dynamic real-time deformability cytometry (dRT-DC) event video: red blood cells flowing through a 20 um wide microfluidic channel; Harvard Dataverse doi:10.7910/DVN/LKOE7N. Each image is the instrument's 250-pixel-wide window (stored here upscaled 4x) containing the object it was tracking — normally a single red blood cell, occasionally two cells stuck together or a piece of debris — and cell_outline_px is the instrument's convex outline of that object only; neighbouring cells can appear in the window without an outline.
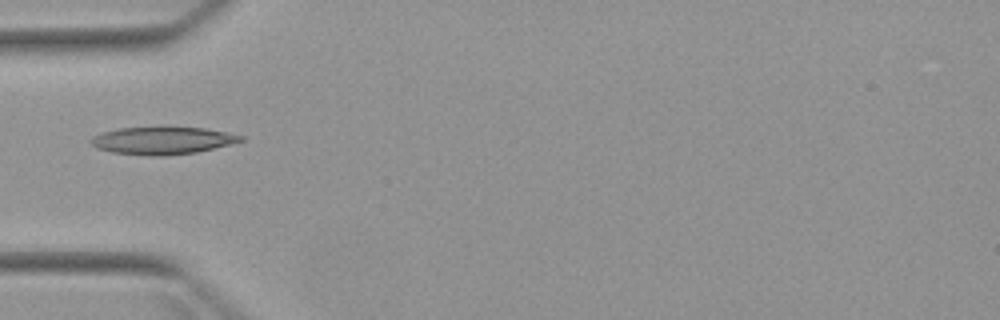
{"species": "Egyptian fruit bat (a non-hibernating species)", "species_latin": "Rousettus aegyptiacus", "temperature_condition": "warm", "stored_images_in_passage": 2, "camera_frame_rate_fps": 3000, "um_per_image_px": 0.085, "animal": {"sex": "female"}, "frame": {"image": 1, "passage_image": 1, "time_ms": 0.0, "image_size_px": [1000, 320], "cell_outline_px": [[244, 140], [196, 152], [164, 156], [148, 156], [112, 152], [96, 148], [88, 140], [92, 136], [104, 132], [120, 128], [204, 128], [244, 136]], "centroid_in_image_um": [13.75, 11.96], "position_along_channel_um": 71.3, "area_um2": 23.52}}
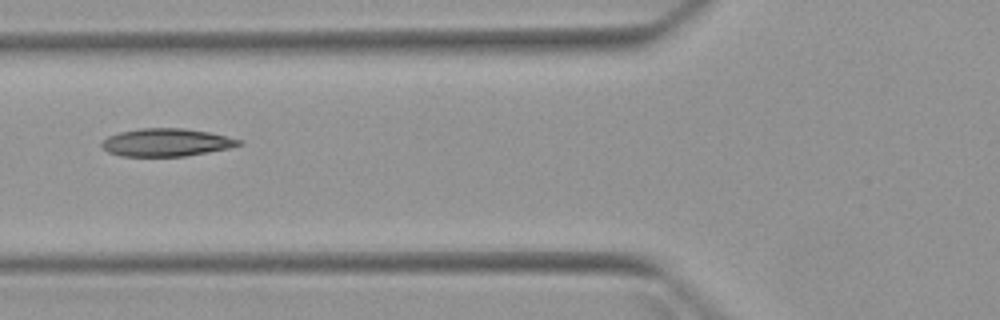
{"frame": {"image": 2, "passage_image": 2, "time_ms": 1.0, "image_size_px": [1000, 320], "cell_outline_px": [[244, 144], [232, 148], [184, 156], [120, 156], [108, 152], [100, 144], [108, 136], [120, 132], [140, 128], [184, 128], [208, 132], [244, 140]], "centroid_in_image_um": [14.19, 12.1], "position_along_channel_um": 111.6, "area_um2": 22.31}}